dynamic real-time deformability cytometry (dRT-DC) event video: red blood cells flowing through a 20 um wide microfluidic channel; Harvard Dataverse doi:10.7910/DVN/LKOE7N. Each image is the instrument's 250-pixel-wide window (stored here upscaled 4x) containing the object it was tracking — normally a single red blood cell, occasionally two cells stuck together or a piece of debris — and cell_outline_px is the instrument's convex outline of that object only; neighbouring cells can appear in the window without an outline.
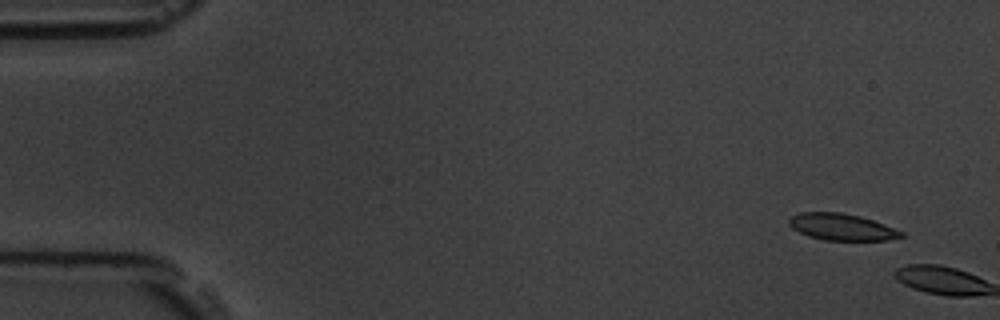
{"species": "common noctule bat (a hibernating species)", "species_latin": "Nyctalus noctula", "temperature_condition": "room temperature", "stored_images_in_passage": 2, "camera_frame_rate_fps": 3000, "um_per_image_px": 0.085, "animal": {"sex": "male", "body_mass_g": 19.5, "forearm_length_mm": 54.6}, "frame": {"image": 1, "passage_image": 1, "time_ms": 0.0, "image_size_px": [1000, 320], "cell_outline_px": [[904, 236], [888, 240], [824, 240], [808, 236], [792, 228], [788, 224], [788, 220], [792, 216], [800, 212], [840, 212], [860, 216], [884, 224], [904, 232]], "centroid_in_image_um": [71.54, 19.29], "position_along_channel_um": 13.5, "area_um2": 17.4}}